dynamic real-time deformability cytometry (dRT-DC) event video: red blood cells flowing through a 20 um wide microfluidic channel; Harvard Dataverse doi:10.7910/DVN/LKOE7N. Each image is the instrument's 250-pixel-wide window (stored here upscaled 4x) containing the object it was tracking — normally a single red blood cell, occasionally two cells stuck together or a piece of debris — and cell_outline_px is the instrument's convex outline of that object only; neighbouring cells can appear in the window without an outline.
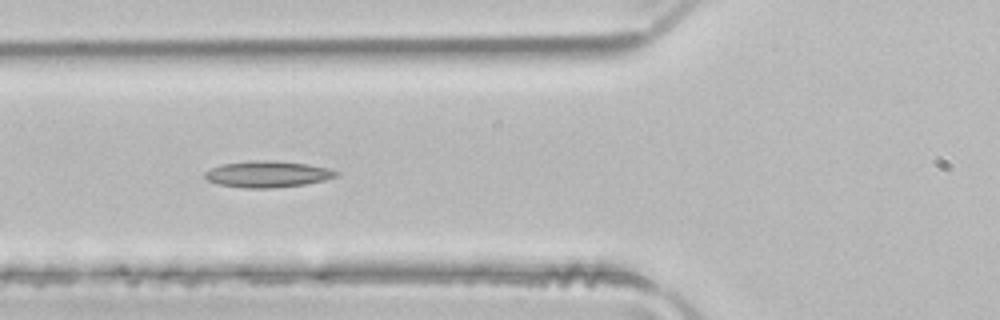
{"species": "common noctule bat (a hibernating species)", "species_latin": "Nyctalus noctula", "temperature_condition": "room temperature", "stored_images_in_passage": 5, "camera_frame_rate_fps": 3000, "um_per_image_px": 0.085, "animal": {"sex": "male", "body_mass_g": 21.5, "forearm_length_mm": 52.0}, "frame": {"image": 1, "passage_image": 4, "time_ms": 1.0, "image_size_px": [1000, 320], "cell_outline_px": [[340, 172], [336, 176], [324, 180], [304, 184], [272, 188], [244, 188], [220, 184], [208, 180], [204, 176], [204, 172], [212, 168], [224, 164], [252, 160], [268, 160], [308, 164], [328, 168]], "centroid_in_image_um": [22.75, 14.8], "position_along_channel_um": 103.0, "area_um2": 19.94}}
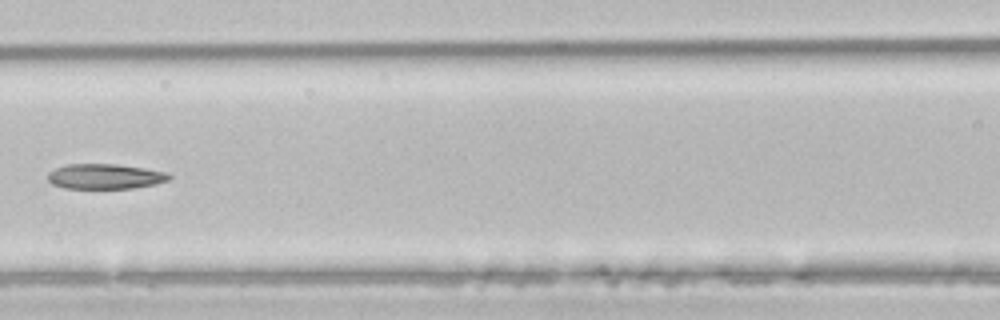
{"frame": {"image": 2, "passage_image": 5, "time_ms": 1.333, "image_size_px": [1000, 320], "cell_outline_px": [[172, 176], [168, 180], [156, 184], [132, 188], [64, 188], [52, 184], [48, 180], [48, 172], [56, 168], [68, 164], [116, 164], [144, 168], [168, 172]], "centroid_in_image_um": [8.94, 14.99], "position_along_channel_um": 157.7, "area_um2": 17.74}}